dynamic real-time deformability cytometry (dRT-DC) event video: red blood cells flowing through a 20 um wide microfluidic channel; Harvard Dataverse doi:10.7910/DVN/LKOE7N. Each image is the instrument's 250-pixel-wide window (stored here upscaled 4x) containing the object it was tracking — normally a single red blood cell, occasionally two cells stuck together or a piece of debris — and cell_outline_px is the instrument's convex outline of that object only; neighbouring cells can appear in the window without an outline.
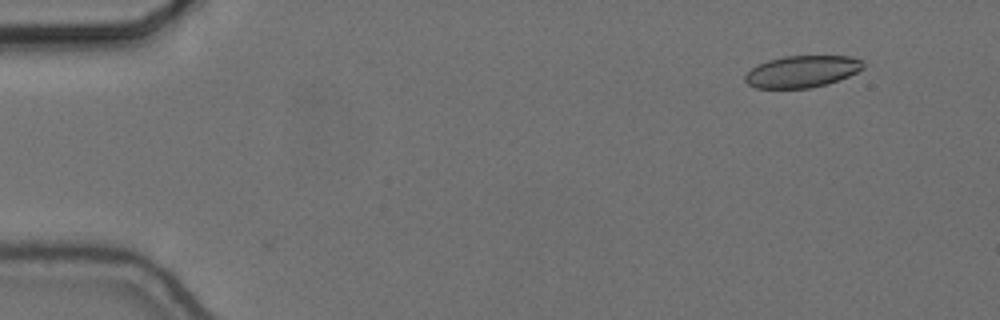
{"species": "common noctule bat (a hibernating species)", "species_latin": "Nyctalus noctula", "temperature_condition": "cold", "stored_images_in_passage": 44, "camera_frame_rate_fps": 3000, "um_per_image_px": 0.085, "animal": {"sex": "female", "body_mass_g": 24.6, "forearm_length_mm": 56.2}, "frame": {"image": 1, "passage_image": 1, "time_ms": 0.0, "image_size_px": [1000, 320], "cell_outline_px": [[864, 68], [848, 76], [824, 84], [808, 88], [756, 88], [748, 84], [744, 80], [744, 76], [752, 68], [768, 60], [784, 56], [852, 56], [864, 60]], "centroid_in_image_um": [68.18, 6.07], "position_along_channel_um": 16.8, "area_um2": 21.73}}
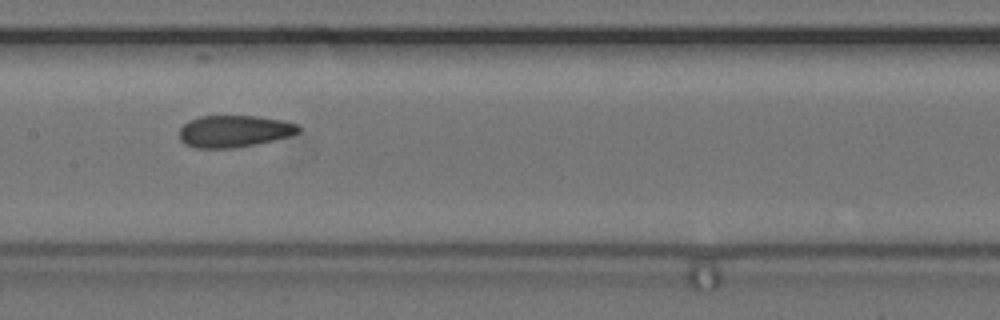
{"frame": {"image": 2, "passage_image": 24, "time_ms": 7.667, "image_size_px": [1000, 320], "cell_outline_px": [[300, 132], [292, 136], [256, 144], [232, 148], [192, 148], [184, 144], [180, 140], [180, 128], [188, 120], [200, 116], [260, 116], [284, 120], [296, 124], [300, 128]], "centroid_in_image_um": [19.91, 11.15], "position_along_channel_um": 187.5, "area_um2": 22.43}}
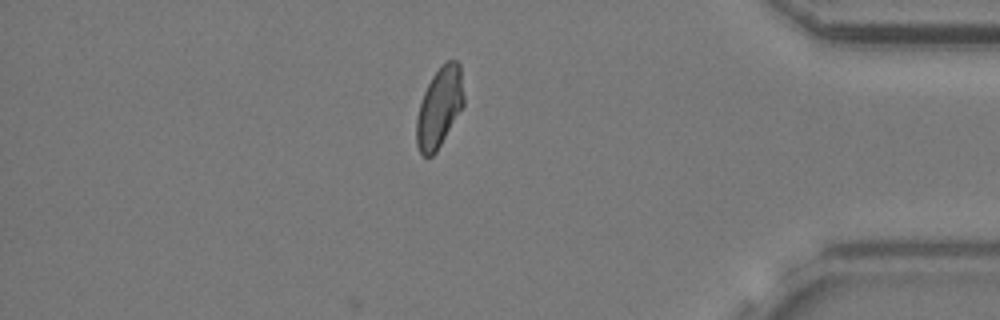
{"frame": {"image": 3, "passage_image": 44, "time_ms": 14.333, "image_size_px": [1000, 320], "cell_outline_px": [[464, 104], [436, 152], [432, 156], [424, 156], [420, 152], [416, 144], [416, 120], [420, 104], [424, 92], [432, 76], [440, 64], [448, 60], [456, 60], [460, 64], [464, 96]], "centroid_in_image_um": [37.35, 9.1], "position_along_channel_um": 397.9, "area_um2": 21.96}, "authors_computed_cell_mechanics": {"area_um2": 22.7732, "velocity_mm_per_s": 3.6532, "shape_relaxation_time_tau1_ms": null, "shape_relaxation_time_tau2_ms": 1.4928, "deformation_change_tau1": null, "deformation_change_tau2": 0.0747}}